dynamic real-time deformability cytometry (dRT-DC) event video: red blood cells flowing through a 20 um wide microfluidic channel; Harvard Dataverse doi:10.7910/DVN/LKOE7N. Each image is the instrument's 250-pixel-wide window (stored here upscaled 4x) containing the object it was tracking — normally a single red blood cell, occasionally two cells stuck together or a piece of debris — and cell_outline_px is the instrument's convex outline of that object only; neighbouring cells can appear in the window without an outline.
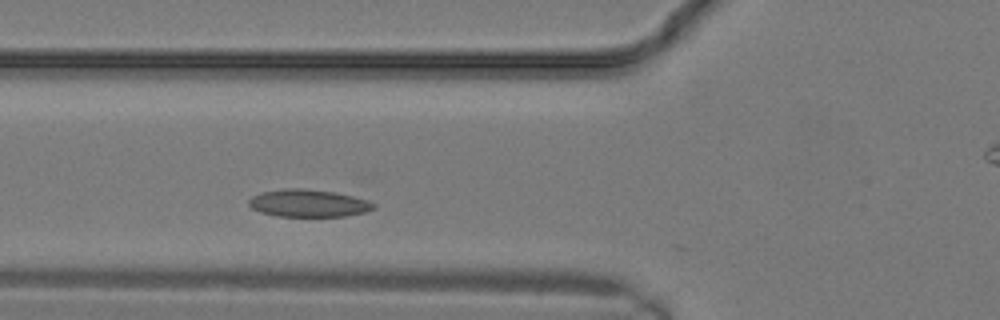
{"species": "common noctule bat (a hibernating species)", "species_latin": "Nyctalus noctula", "temperature_condition": "warm", "stored_images_in_passage": 6, "camera_frame_rate_fps": 3000, "um_per_image_px": 0.085, "animal": {"sex": "male", "body_mass_g": 19.2, "forearm_length_mm": 51.8}, "frame": {"image": 1, "passage_image": 6, "time_ms": 1.667, "image_size_px": [1000, 320], "cell_outline_px": [[376, 208], [364, 212], [344, 216], [276, 216], [260, 212], [252, 208], [248, 204], [248, 200], [252, 196], [260, 192], [284, 188], [304, 188], [332, 192], [352, 196], [368, 200], [376, 204]], "centroid_in_image_um": [26.19, 17.27], "position_along_channel_um": 99.6, "area_um2": 20.0}}